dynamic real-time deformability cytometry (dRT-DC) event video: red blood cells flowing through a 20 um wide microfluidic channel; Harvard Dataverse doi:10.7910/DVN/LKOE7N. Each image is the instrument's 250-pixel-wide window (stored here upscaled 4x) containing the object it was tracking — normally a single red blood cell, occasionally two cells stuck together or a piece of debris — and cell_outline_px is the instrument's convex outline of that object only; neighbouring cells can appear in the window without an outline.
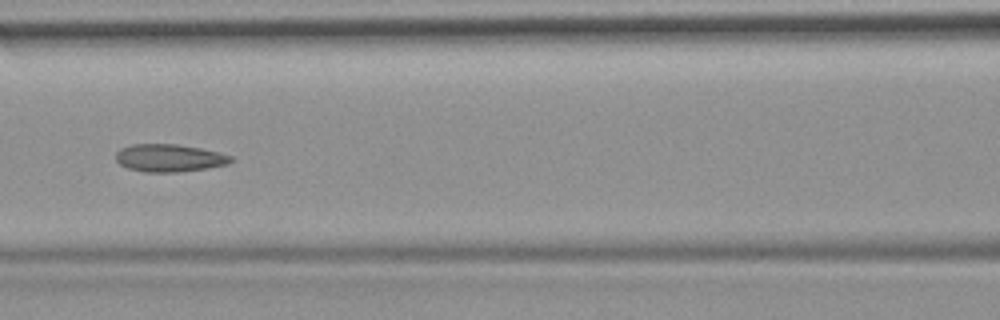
{"species": "common noctule bat (a hibernating species)", "species_latin": "Nyctalus noctula", "temperature_condition": "room temperature", "stored_images_in_passage": 44, "camera_frame_rate_fps": 3000, "um_per_image_px": 0.085, "animal": {"sex": "female", "body_mass_g": 19.9}, "frame": {"image": 1, "passage_image": 13, "time_ms": 4.0, "image_size_px": [1000, 320], "cell_outline_px": [[232, 160], [228, 164], [208, 168], [180, 172], [144, 172], [128, 168], [120, 164], [116, 160], [116, 152], [120, 148], [132, 144], [176, 144], [200, 148], [220, 152], [232, 156]], "centroid_in_image_um": [14.39, 13.43], "position_along_channel_um": 152.2, "area_um2": 18.61}}
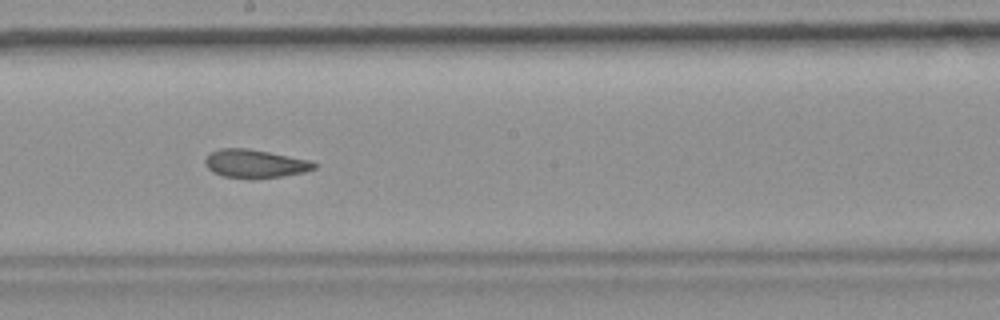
{"frame": {"image": 2, "passage_image": 19, "time_ms": 6.0, "image_size_px": [1000, 320], "cell_outline_px": [[316, 168], [304, 172], [280, 176], [252, 180], [224, 176], [212, 172], [204, 164], [204, 160], [212, 152], [220, 148], [248, 148], [308, 160], [316, 164]], "centroid_in_image_um": [21.63, 13.93], "position_along_channel_um": 226.6, "area_um2": 17.98}, "authors_computed_cell_mechanics": {"area_um2": 19.1607, "velocity_mm_per_s": 3.7395, "shape_relaxation_time_tau1_ms": null, "shape_relaxation_time_tau2_ms": 2.4604, "deformation_change_tau1": null, "deformation_change_tau2": 0.0948}}